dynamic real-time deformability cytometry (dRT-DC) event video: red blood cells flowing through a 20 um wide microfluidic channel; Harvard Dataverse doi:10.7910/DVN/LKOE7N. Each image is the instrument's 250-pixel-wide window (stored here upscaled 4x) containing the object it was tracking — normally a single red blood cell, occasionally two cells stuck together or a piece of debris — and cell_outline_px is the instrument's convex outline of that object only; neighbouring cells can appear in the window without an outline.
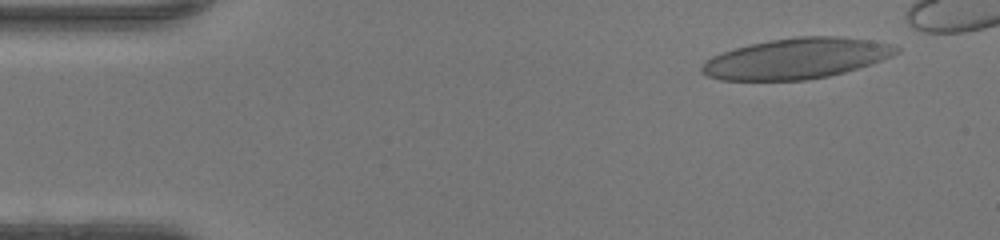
{"species": "human", "species_latin": "Homo sapiens", "temperature_condition": "warm", "stored_images_in_passage": 42, "camera_frame_rate_fps": 3000, "um_per_image_px": 0.085, "donor": {"sex": "female"}, "frame": {"image": 1, "passage_image": 4, "time_ms": 1.0, "image_size_px": [1000, 240], "cell_outline_px": [[900, 52], [892, 56], [872, 64], [844, 72], [828, 76], [804, 80], [720, 80], [708, 76], [700, 72], [700, 68], [712, 56], [736, 48], [752, 44], [772, 40], [796, 36], [836, 36], [868, 40], [892, 44], [900, 48]], "centroid_in_image_um": [67.73, 4.97], "position_along_channel_um": 17.3, "area_um2": 45.72}}
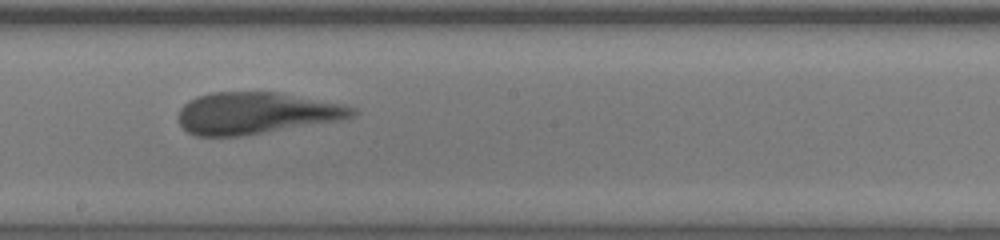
{"frame": {"image": 2, "passage_image": 26, "time_ms": 8.333, "image_size_px": [1000, 240], "cell_outline_px": [[360, 112], [356, 116], [340, 120], [244, 136], [196, 136], [188, 132], [180, 124], [176, 116], [180, 108], [188, 100], [196, 96], [212, 92], [280, 92], [344, 104], [356, 108]], "centroid_in_image_um": [21.78, 9.61], "position_along_channel_um": 226.4, "area_um2": 42.83}}
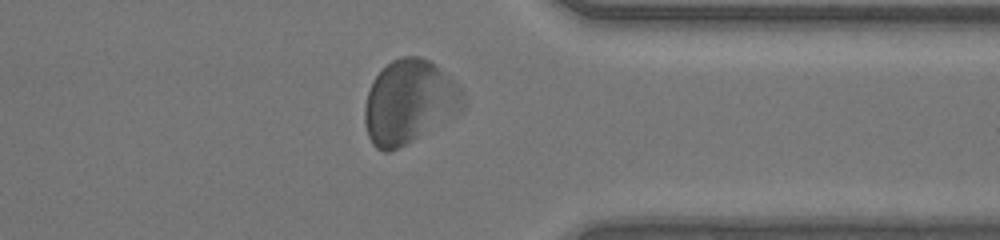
{"frame": {"image": 3, "passage_image": 37, "time_ms": 12.0, "image_size_px": [1000, 240], "cell_outline_px": [[468, 104], [464, 108], [412, 140], [388, 152], [384, 152], [376, 148], [372, 144], [368, 136], [364, 120], [364, 108], [368, 92], [372, 80], [392, 60], [404, 56], [420, 56], [428, 60], [456, 80], [464, 92]], "centroid_in_image_um": [34.8, 8.63], "position_along_channel_um": 376.6, "area_um2": 47.69}, "authors_computed_cell_mechanics": {"area_um2": 44.1592, "velocity_mm_per_s": 4.2568, "shape_relaxation_time_tau1_ms": 5.2096, "shape_relaxation_time_tau2_ms": 1.3301, "deformation_change_tau1": 0.1941, "deformation_change_tau2": 0.0985}}